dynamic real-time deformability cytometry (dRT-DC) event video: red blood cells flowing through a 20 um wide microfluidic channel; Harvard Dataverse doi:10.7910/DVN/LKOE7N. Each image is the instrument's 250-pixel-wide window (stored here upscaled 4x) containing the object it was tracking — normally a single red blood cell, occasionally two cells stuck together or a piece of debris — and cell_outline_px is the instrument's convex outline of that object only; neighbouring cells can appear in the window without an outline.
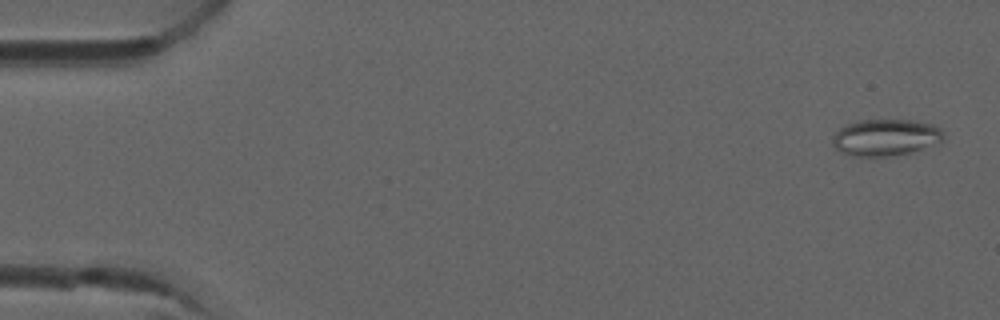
{"species": "common noctule bat (a hibernating species)", "species_latin": "Nyctalus noctula", "temperature_condition": "room temperature", "stored_images_in_passage": 4, "camera_frame_rate_fps": 3000, "um_per_image_px": 0.085, "animal": {"sex": "male", "forearm_length_mm": 52.5}, "frame": {"image": 1, "passage_image": 1, "time_ms": 0.0, "image_size_px": [1000, 320], "cell_outline_px": [[944, 136], [940, 140], [920, 148], [908, 152], [892, 156], [852, 156], [840, 152], [832, 144], [832, 136], [844, 124], [860, 120], [908, 120], [932, 124], [940, 128], [944, 132]], "centroid_in_image_um": [75.19, 11.67], "position_along_channel_um": 9.8, "area_um2": 23.41}}